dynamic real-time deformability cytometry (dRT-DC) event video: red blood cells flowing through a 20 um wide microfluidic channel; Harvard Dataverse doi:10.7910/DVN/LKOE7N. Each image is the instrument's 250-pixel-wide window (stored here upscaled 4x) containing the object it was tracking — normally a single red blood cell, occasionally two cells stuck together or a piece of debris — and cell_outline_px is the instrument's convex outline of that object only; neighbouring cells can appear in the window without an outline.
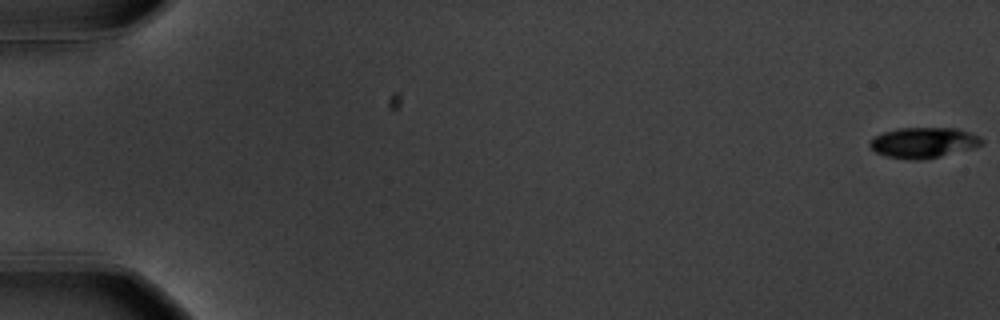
{"species": "common noctule bat (a hibernating species)", "species_latin": "Nyctalus noctula", "temperature_condition": "warm", "stored_images_in_passage": 13, "camera_frame_rate_fps": 3000, "um_per_image_px": 0.085, "animal": {"sex": "male", "body_mass_g": 20.1, "forearm_length_mm": 53.5}, "frame": {"image": 1, "passage_image": 1, "time_ms": 0.0, "image_size_px": [1000, 320], "cell_outline_px": [[984, 144], [972, 148], [928, 160], [912, 160], [888, 156], [876, 152], [868, 144], [876, 136], [884, 132], [896, 128], [956, 128], [980, 136], [984, 140]], "centroid_in_image_um": [78.54, 12.13], "position_along_channel_um": 6.5, "area_um2": 19.94}}